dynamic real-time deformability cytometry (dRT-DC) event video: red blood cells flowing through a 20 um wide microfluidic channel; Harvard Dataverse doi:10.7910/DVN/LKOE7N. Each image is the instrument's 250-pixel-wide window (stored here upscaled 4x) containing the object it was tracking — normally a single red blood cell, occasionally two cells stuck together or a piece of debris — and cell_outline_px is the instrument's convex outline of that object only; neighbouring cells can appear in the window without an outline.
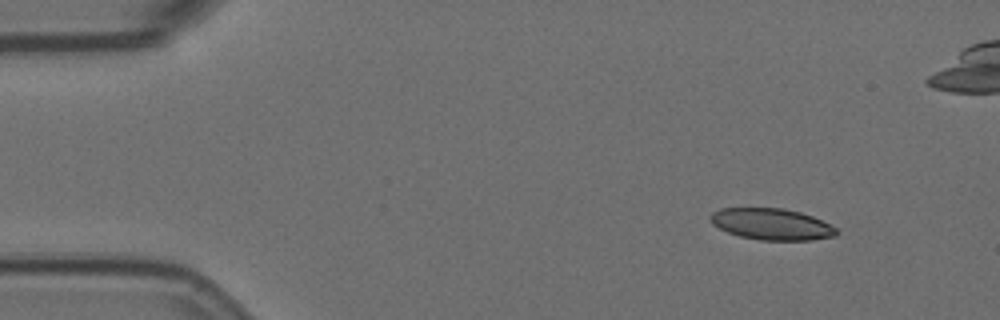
{"species": "Egyptian fruit bat (a non-hibernating species)", "species_latin": "Rousettus aegyptiacus", "temperature_condition": "room temperature", "stored_images_in_passage": 6, "camera_frame_rate_fps": 3000, "um_per_image_px": 0.085, "animal": {"sex": "female"}, "frame": {"image": 1, "passage_image": 2, "time_ms": 0.333, "image_size_px": [1000, 320], "cell_outline_px": [[840, 232], [836, 236], [812, 240], [760, 240], [740, 236], [728, 232], [712, 224], [708, 220], [708, 216], [712, 212], [720, 208], [784, 208], [800, 212], [812, 216], [836, 228]], "centroid_in_image_um": [65.56, 19.05], "position_along_channel_um": 19.4, "area_um2": 23.18}}